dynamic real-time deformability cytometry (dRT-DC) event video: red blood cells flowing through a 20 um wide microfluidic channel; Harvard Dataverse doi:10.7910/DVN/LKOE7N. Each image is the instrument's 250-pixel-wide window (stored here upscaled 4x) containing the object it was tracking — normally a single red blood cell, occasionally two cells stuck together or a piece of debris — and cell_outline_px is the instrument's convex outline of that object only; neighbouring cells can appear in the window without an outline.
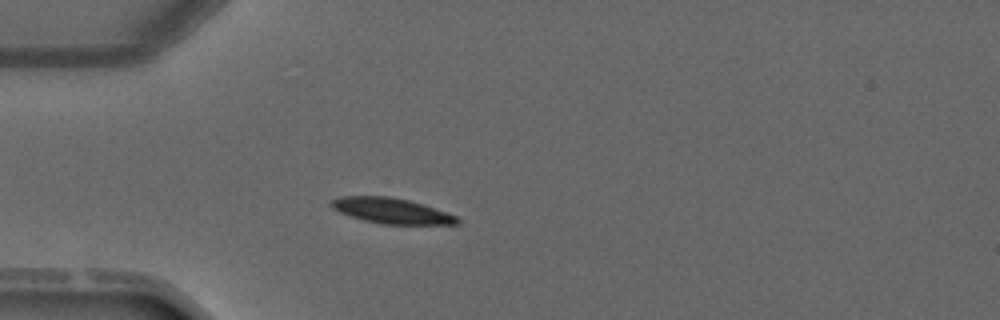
{"species": "common noctule bat (a hibernating species)", "species_latin": "Nyctalus noctula", "temperature_condition": "warm", "stored_images_in_passage": 4, "camera_frame_rate_fps": 3000, "um_per_image_px": 0.085, "animal": {"sex": "male", "forearm_length_mm": 52.5}, "frame": {"image": 1, "passage_image": 4, "time_ms": 4.667, "image_size_px": [1000, 320], "cell_outline_px": [[460, 224], [384, 224], [364, 220], [340, 212], [332, 208], [328, 204], [332, 200], [340, 196], [388, 196], [408, 200], [456, 216], [460, 220]], "centroid_in_image_um": [33.23, 17.91], "position_along_channel_um": 51.8, "area_um2": 18.32}}